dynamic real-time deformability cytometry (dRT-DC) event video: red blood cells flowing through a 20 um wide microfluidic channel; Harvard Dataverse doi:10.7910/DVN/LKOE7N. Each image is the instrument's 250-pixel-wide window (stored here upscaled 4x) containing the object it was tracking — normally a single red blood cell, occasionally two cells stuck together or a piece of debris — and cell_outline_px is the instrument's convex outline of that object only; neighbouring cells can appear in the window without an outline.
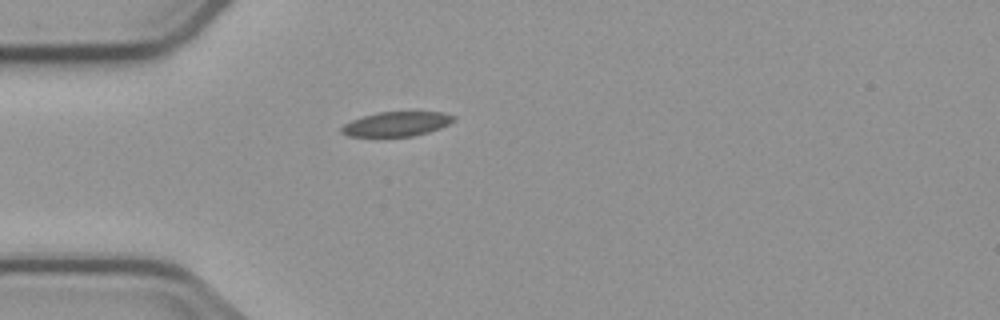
{"species": "common noctule bat (a hibernating species)", "species_latin": "Nyctalus noctula", "temperature_condition": "cold", "stored_images_in_passage": 5, "camera_frame_rate_fps": 3000, "um_per_image_px": 0.085, "animal": {"sex": "male", "body_mass_g": 23.1, "forearm_length_mm": 52.7}, "frame": {"image": 1, "passage_image": 5, "time_ms": 6.333, "image_size_px": [1000, 320], "cell_outline_px": [[456, 120], [440, 128], [428, 132], [412, 136], [348, 136], [340, 132], [340, 128], [344, 124], [352, 120], [376, 112], [444, 112], [456, 116]], "centroid_in_image_um": [33.72, 10.53], "position_along_channel_um": 51.3, "area_um2": 16.01}}